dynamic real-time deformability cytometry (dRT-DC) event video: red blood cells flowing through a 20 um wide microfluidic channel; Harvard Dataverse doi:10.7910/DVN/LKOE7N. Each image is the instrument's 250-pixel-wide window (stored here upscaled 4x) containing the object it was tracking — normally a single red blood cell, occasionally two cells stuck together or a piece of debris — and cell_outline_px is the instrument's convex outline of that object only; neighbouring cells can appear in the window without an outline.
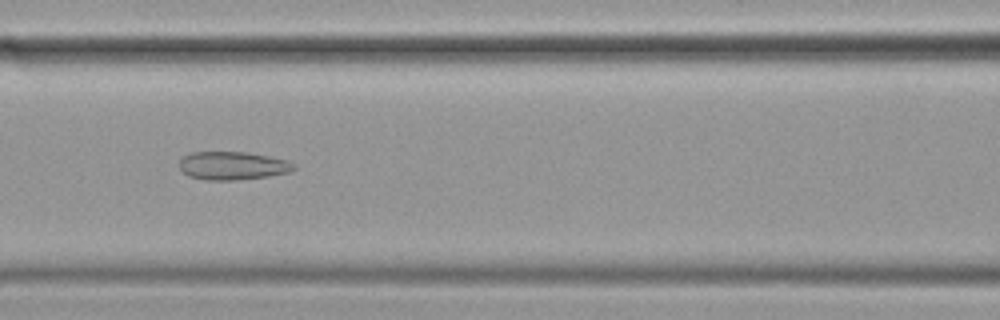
{"species": "common noctule bat (a hibernating species)", "species_latin": "Nyctalus noctula", "temperature_condition": "cold", "stored_images_in_passage": 57, "camera_frame_rate_fps": 3000, "um_per_image_px": 0.085, "animal": {"sex": "female", "body_mass_g": 19.9}, "frame": {"image": 1, "passage_image": 24, "time_ms": 7.667, "image_size_px": [1000, 320], "cell_outline_px": [[296, 168], [288, 172], [268, 176], [236, 180], [208, 180], [188, 176], [180, 168], [180, 160], [184, 156], [192, 152], [248, 152], [268, 156], [284, 160], [296, 164]], "centroid_in_image_um": [19.77, 14.08], "position_along_channel_um": 146.8, "area_um2": 18.67}}
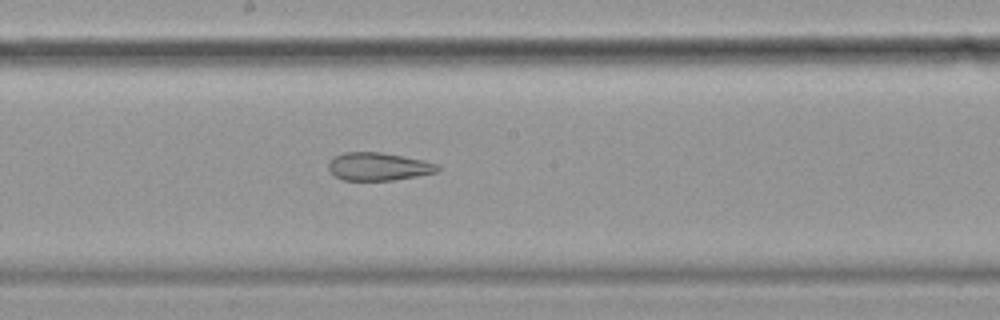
{"frame": {"image": 2, "passage_image": 30, "time_ms": 9.667, "image_size_px": [1000, 320], "cell_outline_px": [[440, 168], [436, 172], [416, 176], [392, 180], [344, 180], [336, 176], [328, 168], [328, 164], [336, 156], [344, 152], [380, 152], [424, 160], [436, 164]], "centroid_in_image_um": [32.17, 14.15], "position_along_channel_um": 216.0, "area_um2": 17.46}}
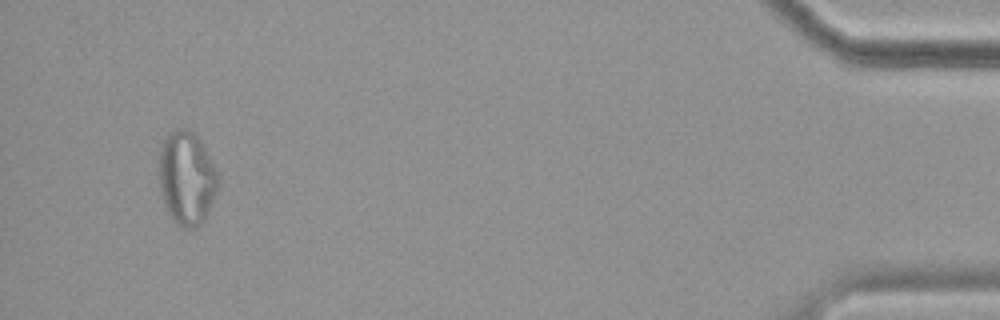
{"frame": {"image": 3, "passage_image": 54, "time_ms": 17.667, "image_size_px": [1000, 320], "cell_outline_px": [[220, 176], [208, 212], [204, 220], [200, 224], [192, 228], [184, 228], [176, 224], [172, 220], [164, 204], [160, 188], [160, 148], [168, 132], [176, 128], [184, 128], [192, 132], [200, 140], [216, 168]], "centroid_in_image_um": [15.86, 15.13], "position_along_channel_um": 419.3, "area_um2": 31.96}, "authors_computed_cell_mechanics": {"area_um2": 25.4898, "velocity_mm_per_s": 3.4803, "shape_relaxation_time_tau1_ms": null, "shape_relaxation_time_tau2_ms": 2.1388, "deformation_change_tau1": null, "deformation_change_tau2": 0.0986}}